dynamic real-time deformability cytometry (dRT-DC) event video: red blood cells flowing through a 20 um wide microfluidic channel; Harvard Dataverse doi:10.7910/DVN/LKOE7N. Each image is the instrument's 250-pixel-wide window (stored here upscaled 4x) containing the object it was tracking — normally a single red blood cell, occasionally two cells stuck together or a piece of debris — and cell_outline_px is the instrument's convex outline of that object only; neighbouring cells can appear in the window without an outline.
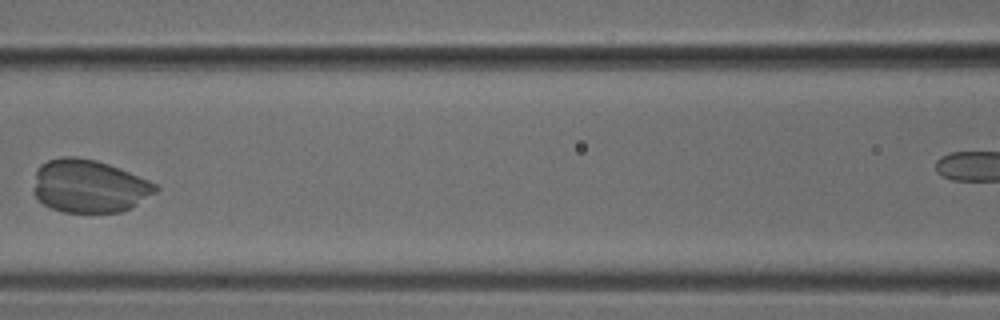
{"species": "common noctule bat (a hibernating species)", "species_latin": "Nyctalus noctula", "temperature_condition": "cold", "stored_images_in_passage": 8, "segment_of_instrument_passage": [1, 2], "camera_frame_rate_fps": 3000, "um_per_image_px": 0.085, "animal": {"sex": "male", "body_mass_g": 18.8}, "frame": {"image": 1, "passage_image": 5, "time_ms": 1.333, "image_size_px": [1000, 320], "cell_outline_px": [[160, 188], [156, 192], [132, 208], [120, 212], [64, 212], [52, 208], [44, 204], [32, 192], [32, 188], [36, 168], [40, 164], [48, 160], [64, 156], [76, 156], [96, 160], [108, 164], [148, 180], [156, 184]], "centroid_in_image_um": [7.55, 15.82], "position_along_channel_um": 159.1, "area_um2": 37.86}}
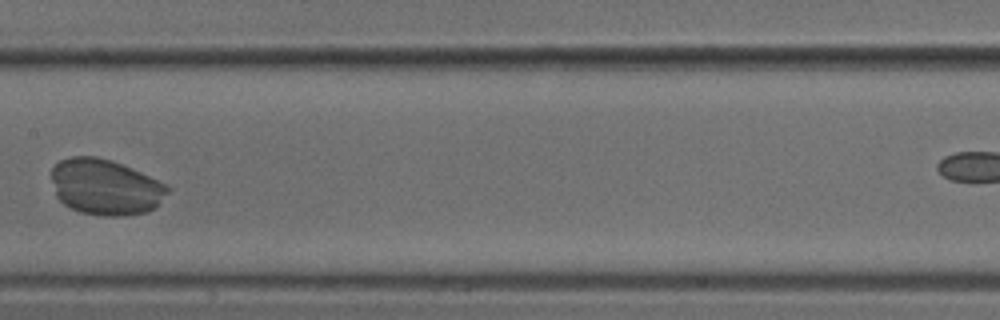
{"frame": {"image": 2, "passage_image": 6, "time_ms": 1.667, "image_size_px": [1000, 320], "cell_outline_px": [[172, 188], [156, 208], [148, 212], [124, 216], [104, 216], [80, 212], [64, 204], [56, 196], [52, 180], [52, 168], [60, 160], [72, 156], [96, 156], [112, 160], [132, 168]], "centroid_in_image_um": [8.97, 15.9], "position_along_channel_um": 198.4, "area_um2": 37.86}}